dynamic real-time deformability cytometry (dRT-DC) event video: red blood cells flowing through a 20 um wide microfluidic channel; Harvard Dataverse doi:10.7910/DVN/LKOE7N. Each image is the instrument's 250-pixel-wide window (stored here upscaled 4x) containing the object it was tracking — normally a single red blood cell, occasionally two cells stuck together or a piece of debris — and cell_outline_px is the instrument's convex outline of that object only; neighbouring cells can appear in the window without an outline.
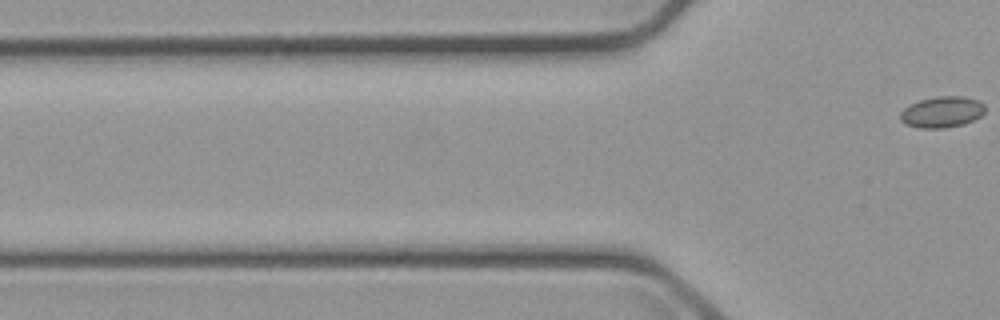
{"species": "common noctule bat (a hibernating species)", "species_latin": "Nyctalus noctula", "temperature_condition": "cold", "stored_images_in_passage": 4, "camera_frame_rate_fps": 3000, "um_per_image_px": 0.085, "animal": {"sex": "male", "body_mass_g": 23.1, "forearm_length_mm": 52.7}, "frame": {"image": 1, "passage_image": 4, "time_ms": 4.333, "image_size_px": [1000, 320], "cell_outline_px": [[984, 112], [980, 116], [964, 124], [944, 128], [920, 128], [908, 124], [900, 120], [900, 112], [904, 108], [920, 100], [940, 96], [964, 96], [980, 100], [984, 104]], "centroid_in_image_um": [80.09, 9.51], "position_along_channel_um": 45.7, "area_um2": 15.26}}